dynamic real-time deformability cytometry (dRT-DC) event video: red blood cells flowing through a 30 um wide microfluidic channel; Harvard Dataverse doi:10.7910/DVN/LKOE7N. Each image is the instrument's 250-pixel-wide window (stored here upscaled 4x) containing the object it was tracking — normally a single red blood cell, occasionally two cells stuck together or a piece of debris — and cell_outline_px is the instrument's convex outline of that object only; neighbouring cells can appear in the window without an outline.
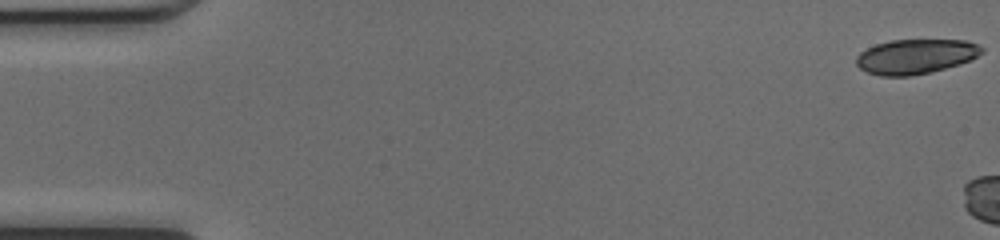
{"species": "common noctule bat (a hibernating species)", "species_latin": "Nyctalus noctula", "temperature_condition": "cold", "stored_images_in_passage": 10, "camera_frame_rate_fps": 3000, "um_per_image_px": 0.085, "animal": {"sex": "female", "body_mass_g": 17.0, "forearm_length_mm": 48.0}, "frame": {"image": 1, "passage_image": 1, "time_ms": 0.0, "image_size_px": [1000, 240], "cell_outline_px": [[984, 52], [972, 60], [960, 64], [932, 72], [908, 76], [880, 76], [868, 72], [860, 68], [856, 64], [856, 56], [860, 52], [876, 44], [892, 40], [964, 40], [976, 44], [984, 48]], "centroid_in_image_um": [77.85, 4.8], "position_along_channel_um": 7.2, "area_um2": 25.49}}